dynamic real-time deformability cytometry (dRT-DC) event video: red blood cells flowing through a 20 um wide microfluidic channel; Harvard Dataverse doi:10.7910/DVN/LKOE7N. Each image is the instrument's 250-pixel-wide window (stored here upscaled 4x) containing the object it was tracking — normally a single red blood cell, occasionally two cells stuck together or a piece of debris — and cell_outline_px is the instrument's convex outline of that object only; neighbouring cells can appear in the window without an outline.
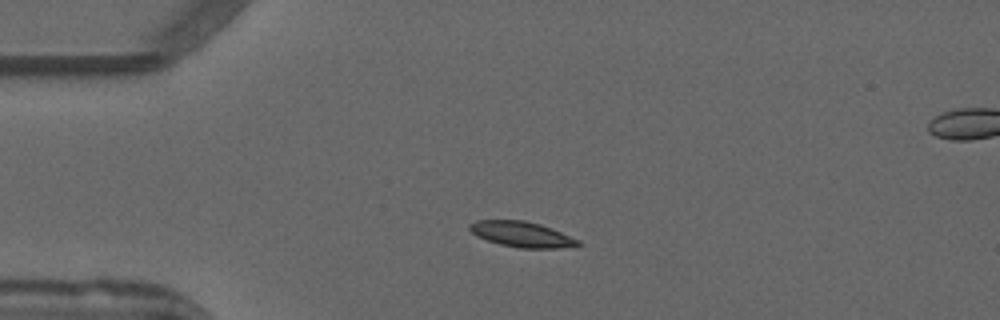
{"species": "common noctule bat (a hibernating species)", "species_latin": "Nyctalus noctula", "temperature_condition": "warm", "stored_images_in_passage": 51, "segment_of_instrument_passage": [1, 2], "camera_frame_rate_fps": 3000, "um_per_image_px": 0.085, "animal": {"sex": "male", "forearm_length_mm": 52.5}, "frame": {"image": 1, "passage_image": 10, "time_ms": 3.0, "image_size_px": [1000, 320], "cell_outline_px": [[580, 244], [556, 248], [520, 248], [500, 244], [476, 236], [468, 228], [468, 224], [476, 220], [524, 220], [540, 224], [552, 228], [580, 240]], "centroid_in_image_um": [44.31, 19.9], "position_along_channel_um": 40.7, "area_um2": 16.01}}
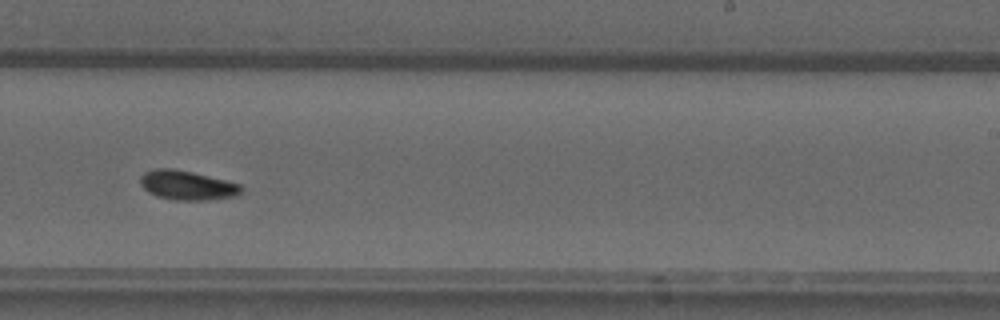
{"frame": {"image": 2, "passage_image": 30, "time_ms": 9.667, "image_size_px": [1000, 320], "cell_outline_px": [[244, 188], [236, 196], [208, 200], [176, 200], [156, 196], [148, 192], [140, 184], [140, 176], [144, 172], [156, 168], [172, 168], [192, 172], [240, 184]], "centroid_in_image_um": [15.89, 15.75], "position_along_channel_um": 273.1, "area_um2": 17.22}}
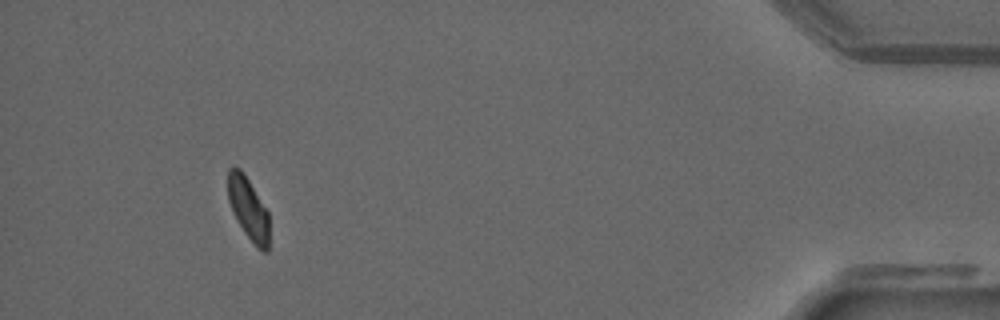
{"frame": {"image": 3, "passage_image": 46, "time_ms": 15.0, "image_size_px": [1000, 320], "cell_outline_px": [[268, 252], [264, 252], [244, 232], [236, 220], [232, 212], [228, 200], [228, 168], [240, 168], [244, 172], [268, 212]], "centroid_in_image_um": [21.08, 17.68], "position_along_channel_um": 414.1, "area_um2": 14.74}}